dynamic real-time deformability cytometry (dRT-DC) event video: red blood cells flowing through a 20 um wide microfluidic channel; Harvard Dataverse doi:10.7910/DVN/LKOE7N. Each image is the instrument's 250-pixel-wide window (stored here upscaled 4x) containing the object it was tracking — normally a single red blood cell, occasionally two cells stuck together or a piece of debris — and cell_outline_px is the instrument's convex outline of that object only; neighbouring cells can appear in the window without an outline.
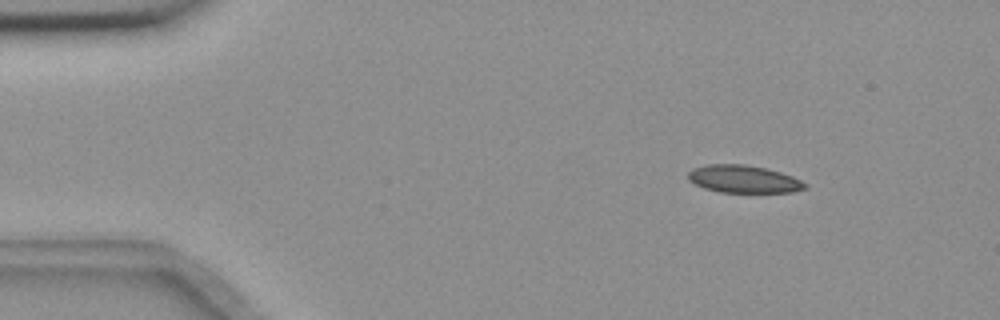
{"species": "common noctule bat (a hibernating species)", "species_latin": "Nyctalus noctula", "temperature_condition": "room temperature", "stored_images_in_passage": 14, "camera_frame_rate_fps": 3000, "um_per_image_px": 0.085, "animal": {"sex": "female", "body_mass_g": 18.4}, "frame": {"image": 1, "passage_image": 2, "time_ms": 0.333, "image_size_px": [1000, 320], "cell_outline_px": [[808, 188], [792, 192], [720, 192], [704, 188], [688, 180], [688, 172], [692, 168], [708, 164], [744, 164], [764, 168], [780, 172], [792, 176], [808, 184]], "centroid_in_image_um": [63.2, 15.22], "position_along_channel_um": 21.8, "area_um2": 18.79}}
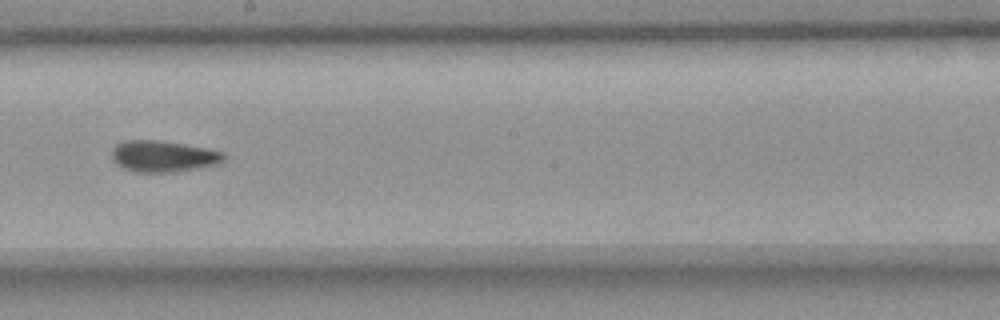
{"frame": {"image": 2, "passage_image": 8, "time_ms": 2.333, "image_size_px": [1000, 320], "cell_outline_px": [[228, 156], [224, 160], [216, 164], [196, 168], [172, 172], [136, 172], [124, 168], [112, 160], [112, 148], [116, 144], [124, 140], [160, 140], [204, 148], [224, 152]], "centroid_in_image_um": [13.86, 13.27], "position_along_channel_um": 234.3, "area_um2": 20.35}}
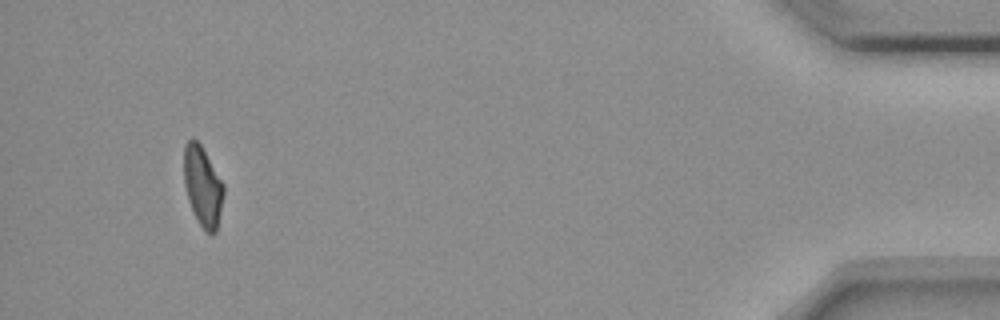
{"frame": {"image": 3, "passage_image": 13, "time_ms": 4.0, "image_size_px": [1000, 320], "cell_outline_px": [[224, 192], [216, 232], [212, 236], [204, 232], [188, 200], [184, 184], [184, 144], [192, 136], [200, 144], [224, 184]], "centroid_in_image_um": [17.22, 15.83], "position_along_channel_um": 418.0, "area_um2": 18.44}}